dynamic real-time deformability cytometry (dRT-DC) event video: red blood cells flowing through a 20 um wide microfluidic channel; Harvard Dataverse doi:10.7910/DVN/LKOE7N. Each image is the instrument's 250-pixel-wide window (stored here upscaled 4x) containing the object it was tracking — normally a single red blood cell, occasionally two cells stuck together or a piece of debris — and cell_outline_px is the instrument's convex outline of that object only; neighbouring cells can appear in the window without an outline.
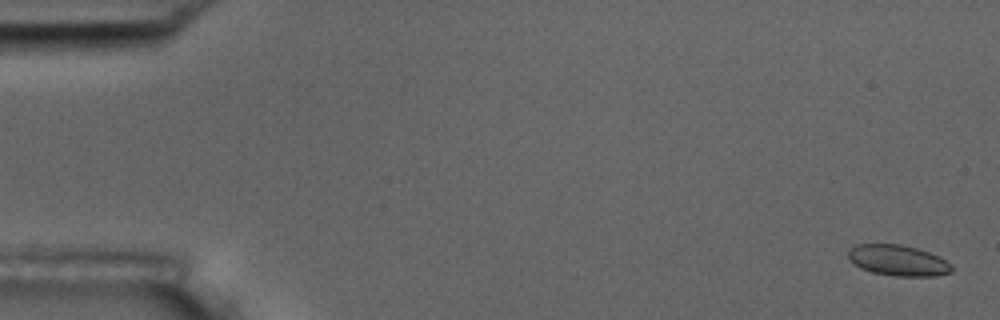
{"species": "common noctule bat (a hibernating species)", "species_latin": "Nyctalus noctula", "temperature_condition": "room temperature", "stored_images_in_passage": 5, "camera_frame_rate_fps": 3000, "um_per_image_px": 0.085, "animal": {"sex": "male", "body_mass_g": 17.5, "forearm_length_mm": 52.3}, "frame": {"image": 1, "passage_image": 1, "time_ms": 0.0, "image_size_px": [1000, 320], "cell_outline_px": [[952, 272], [936, 276], [896, 276], [872, 272], [860, 268], [848, 260], [848, 252], [856, 244], [900, 244], [916, 248], [928, 252], [944, 260], [952, 268]], "centroid_in_image_um": [76.28, 22.14], "position_along_channel_um": 8.7, "area_um2": 18.38}}